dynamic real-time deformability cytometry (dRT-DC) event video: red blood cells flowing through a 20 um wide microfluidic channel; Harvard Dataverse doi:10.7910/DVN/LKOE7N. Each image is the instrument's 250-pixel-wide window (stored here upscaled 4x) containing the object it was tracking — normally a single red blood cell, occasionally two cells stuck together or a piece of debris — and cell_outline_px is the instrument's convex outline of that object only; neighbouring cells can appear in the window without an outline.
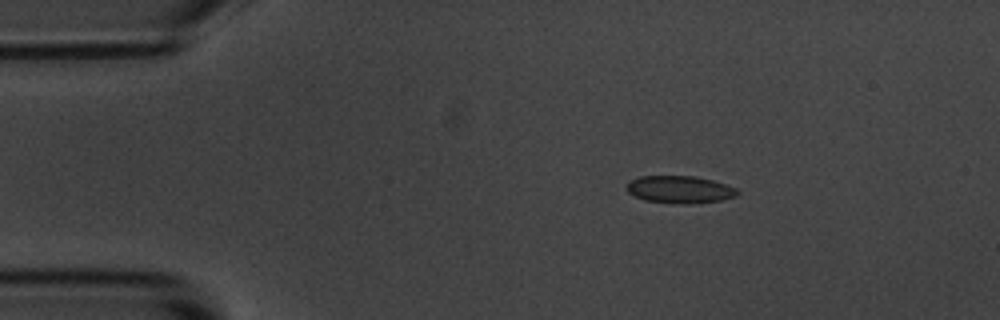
{"species": "common noctule bat (a hibernating species)", "species_latin": "Nyctalus noctula", "temperature_condition": "room temperature", "stored_images_in_passage": 6, "camera_frame_rate_fps": 3000, "um_per_image_px": 0.085, "animal": {"sex": "male", "body_mass_g": 20.1, "forearm_length_mm": 53.5}, "frame": {"image": 1, "passage_image": 3, "time_ms": 2.333, "image_size_px": [1000, 320], "cell_outline_px": [[740, 192], [736, 196], [724, 200], [688, 204], [680, 204], [644, 200], [628, 192], [628, 180], [640, 176], [696, 176], [712, 180], [736, 188]], "centroid_in_image_um": [57.8, 16.11], "position_along_channel_um": 27.2, "area_um2": 17.69}}
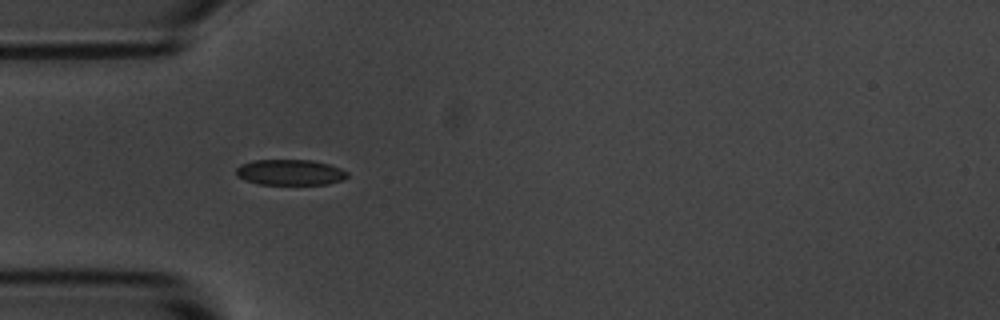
{"frame": {"image": 2, "passage_image": 5, "time_ms": 4.667, "image_size_px": [1000, 320], "cell_outline_px": [[348, 176], [344, 180], [328, 184], [260, 184], [244, 180], [236, 176], [236, 168], [240, 164], [252, 160], [312, 160], [328, 164], [340, 168], [348, 172]], "centroid_in_image_um": [24.65, 14.65], "position_along_channel_um": 60.4, "area_um2": 16.76}}